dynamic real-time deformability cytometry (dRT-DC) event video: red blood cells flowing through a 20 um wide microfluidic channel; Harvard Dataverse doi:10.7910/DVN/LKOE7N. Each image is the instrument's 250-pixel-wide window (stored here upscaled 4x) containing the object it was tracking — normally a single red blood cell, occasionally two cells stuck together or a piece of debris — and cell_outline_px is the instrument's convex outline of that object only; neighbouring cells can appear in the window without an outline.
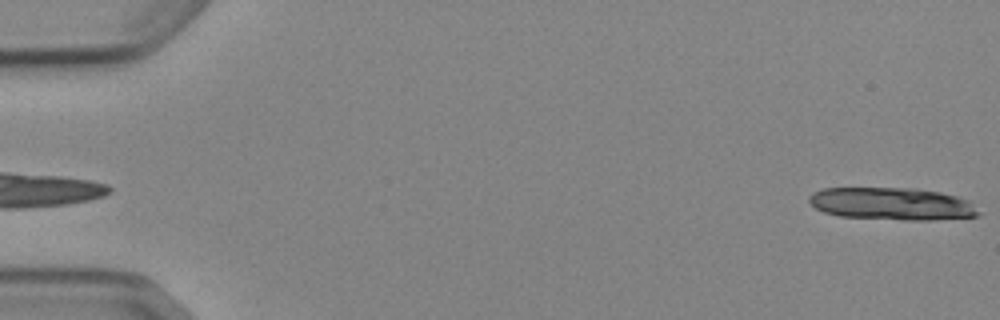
{"species": "Egyptian fruit bat (a non-hibernating species)", "species_latin": "Rousettus aegyptiacus", "temperature_condition": "cold", "stored_images_in_passage": 4, "camera_frame_rate_fps": 3000, "um_per_image_px": 0.085, "animal": {"sex": "female"}, "frame": {"image": 1, "passage_image": 4, "time_ms": 3.333, "image_size_px": [1000, 320], "cell_outline_px": [[984, 212], [980, 216], [932, 220], [904, 220], [840, 216], [824, 212], [816, 208], [808, 200], [808, 196], [812, 192], [824, 188], [916, 188], [940, 192], [956, 196], [968, 200]], "centroid_in_image_um": [75.87, 17.32], "position_along_channel_um": 9.1, "area_um2": 32.37}}